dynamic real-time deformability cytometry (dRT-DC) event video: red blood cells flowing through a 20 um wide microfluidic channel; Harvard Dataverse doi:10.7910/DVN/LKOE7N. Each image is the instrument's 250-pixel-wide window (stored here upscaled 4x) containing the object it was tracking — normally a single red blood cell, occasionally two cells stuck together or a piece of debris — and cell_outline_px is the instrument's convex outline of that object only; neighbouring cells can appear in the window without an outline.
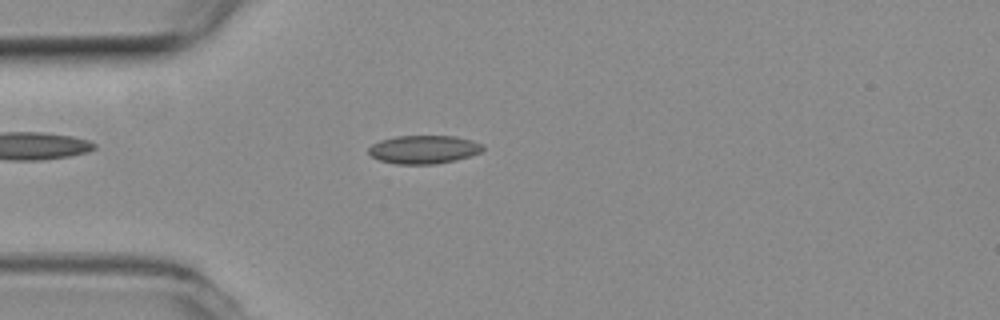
{"species": "common noctule bat (a hibernating species)", "species_latin": "Nyctalus noctula", "temperature_condition": "room temperature", "stored_images_in_passage": 4, "camera_frame_rate_fps": 3000, "um_per_image_px": 0.085, "animal": {"sex": "female", "body_mass_g": 19.3, "forearm_length_mm": 54.1}, "frame": {"image": 1, "passage_image": 3, "time_ms": 0.667, "image_size_px": [1000, 320], "cell_outline_px": [[484, 148], [480, 152], [456, 160], [436, 164], [396, 164], [380, 160], [372, 156], [368, 152], [368, 148], [372, 144], [380, 140], [396, 136], [456, 136], [472, 140], [484, 144]], "centroid_in_image_um": [36.03, 12.7], "position_along_channel_um": 49.0, "area_um2": 18.9}}